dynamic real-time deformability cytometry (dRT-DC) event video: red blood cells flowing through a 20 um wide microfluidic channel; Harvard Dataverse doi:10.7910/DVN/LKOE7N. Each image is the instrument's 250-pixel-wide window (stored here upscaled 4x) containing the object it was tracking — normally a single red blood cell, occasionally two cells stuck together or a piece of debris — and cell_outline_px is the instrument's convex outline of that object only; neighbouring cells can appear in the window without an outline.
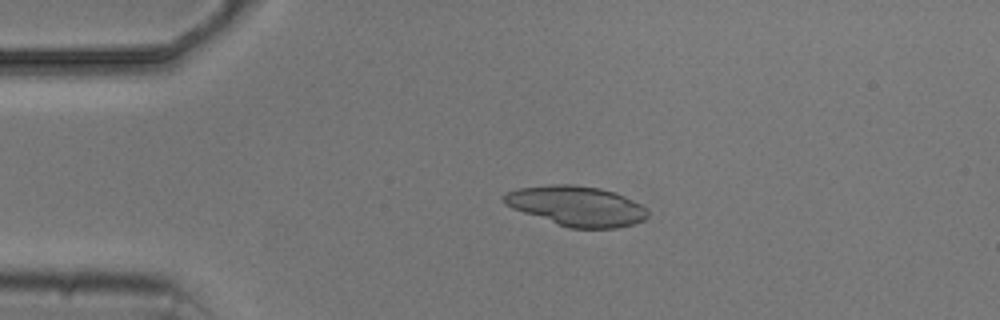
{"species": "common noctule bat (a hibernating species)", "species_latin": "Nyctalus noctula", "temperature_condition": "cold", "stored_images_in_passage": 2, "camera_frame_rate_fps": 3000, "um_per_image_px": 0.085, "animal": {"sex": "male", "body_mass_g": 20.5, "forearm_length_mm": 52.5}, "frame": {"image": 1, "passage_image": 2, "time_ms": 1.333, "image_size_px": [1000, 320], "cell_outline_px": [[648, 216], [644, 220], [632, 224], [616, 228], [568, 228], [512, 208], [504, 204], [500, 196], [504, 192], [516, 188], [552, 184], [572, 184], [600, 188], [616, 192], [640, 204], [648, 212]], "centroid_in_image_um": [48.96, 17.5], "position_along_channel_um": 36.0, "area_um2": 33.64}}